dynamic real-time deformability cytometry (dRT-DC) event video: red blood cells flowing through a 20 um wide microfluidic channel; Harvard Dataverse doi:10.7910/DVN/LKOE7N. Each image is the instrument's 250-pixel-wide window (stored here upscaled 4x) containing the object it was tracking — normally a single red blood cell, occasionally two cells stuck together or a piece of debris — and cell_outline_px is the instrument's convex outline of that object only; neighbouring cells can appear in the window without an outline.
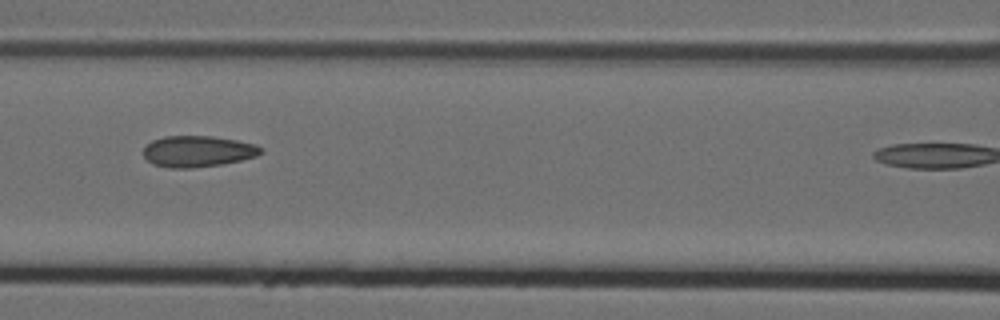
{"species": "Egyptian fruit bat (a non-hibernating species)", "species_latin": "Rousettus aegyptiacus", "temperature_condition": "cold", "stored_images_in_passage": 7, "camera_frame_rate_fps": 3000, "um_per_image_px": 0.085, "animal": {"sex": "female"}, "frame": {"image": 1, "passage_image": 6, "time_ms": 1.667, "image_size_px": [1000, 320], "cell_outline_px": [[264, 152], [256, 156], [240, 160], [220, 164], [192, 168], [168, 168], [152, 164], [144, 156], [144, 148], [152, 140], [164, 136], [212, 136], [236, 140], [256, 144], [264, 148]], "centroid_in_image_um": [16.82, 12.86], "position_along_channel_um": 149.8, "area_um2": 21.39}}